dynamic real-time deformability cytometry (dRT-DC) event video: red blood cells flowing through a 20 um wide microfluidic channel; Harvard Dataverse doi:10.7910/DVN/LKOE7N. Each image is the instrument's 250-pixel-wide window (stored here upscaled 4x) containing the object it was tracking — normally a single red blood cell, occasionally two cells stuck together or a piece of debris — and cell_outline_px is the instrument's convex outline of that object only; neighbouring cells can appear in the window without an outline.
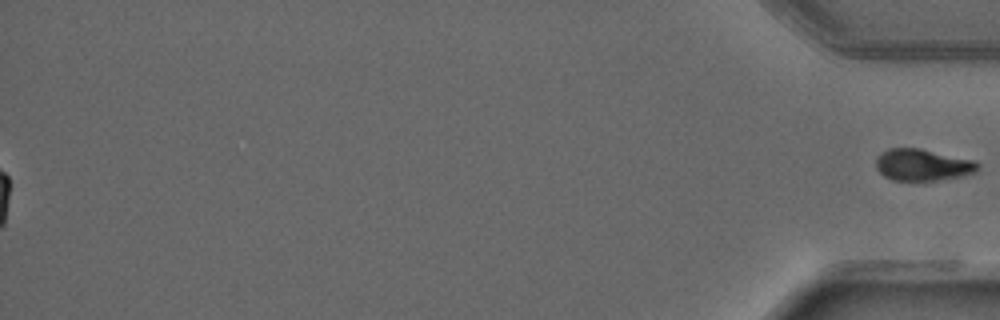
{"species": "common noctule bat (a hibernating species)", "species_latin": "Nyctalus noctula", "temperature_condition": "warm", "stored_images_in_passage": 37, "segment_of_instrument_passage": [2, 2], "camera_frame_rate_fps": 3000, "um_per_image_px": 0.085, "animal": {"sex": "male", "forearm_length_mm": 52.5}, "frame": {"image": 1, "passage_image": 37, "time_ms": 12.0, "image_size_px": [1000, 320], "cell_outline_px": [[980, 168], [976, 172], [960, 176], [936, 180], [892, 180], [884, 176], [876, 168], [876, 156], [880, 152], [888, 148], [920, 148], [972, 160], [980, 164]], "centroid_in_image_um": [78.39, 14.0], "position_along_channel_um": 356.8, "area_um2": 18.79}}